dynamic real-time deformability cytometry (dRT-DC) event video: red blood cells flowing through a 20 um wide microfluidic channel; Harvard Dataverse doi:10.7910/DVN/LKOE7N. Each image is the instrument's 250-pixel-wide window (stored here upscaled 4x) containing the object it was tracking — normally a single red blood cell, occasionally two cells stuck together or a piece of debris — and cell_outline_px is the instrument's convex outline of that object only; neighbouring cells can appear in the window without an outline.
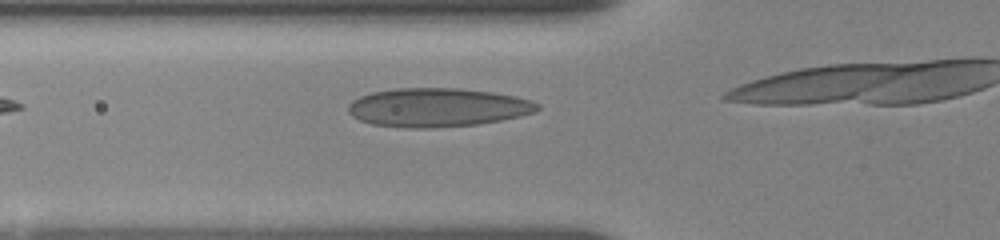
{"species": "human", "species_latin": "Homo sapiens", "temperature_condition": "room temperature", "stored_images_in_passage": 10, "camera_frame_rate_fps": 3000, "um_per_image_px": 0.085, "donor": {"sex": "female"}, "frame": {"image": 1, "passage_image": 3, "time_ms": 0.667, "image_size_px": [1000, 240], "cell_outline_px": [[540, 108], [536, 112], [520, 116], [500, 120], [476, 124], [432, 128], [408, 128], [372, 124], [360, 120], [352, 116], [348, 112], [348, 104], [352, 100], [360, 96], [372, 92], [396, 88], [456, 88], [492, 92], [516, 96], [532, 100], [540, 104]], "centroid_in_image_um": [37.19, 9.13], "position_along_channel_um": 88.6, "area_um2": 42.83}}
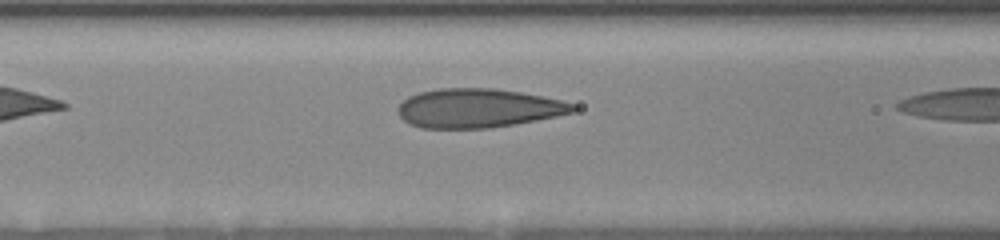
{"frame": {"image": 2, "passage_image": 8, "time_ms": 1.667, "image_size_px": [1000, 240], "cell_outline_px": [[576, 108], [572, 112], [556, 116], [536, 120], [488, 128], [420, 128], [408, 124], [396, 112], [396, 108], [408, 96], [420, 92], [440, 88], [496, 88], [520, 92], [564, 100], [576, 104]], "centroid_in_image_um": [40.62, 9.19], "position_along_channel_um": 126.0, "area_um2": 39.88}}